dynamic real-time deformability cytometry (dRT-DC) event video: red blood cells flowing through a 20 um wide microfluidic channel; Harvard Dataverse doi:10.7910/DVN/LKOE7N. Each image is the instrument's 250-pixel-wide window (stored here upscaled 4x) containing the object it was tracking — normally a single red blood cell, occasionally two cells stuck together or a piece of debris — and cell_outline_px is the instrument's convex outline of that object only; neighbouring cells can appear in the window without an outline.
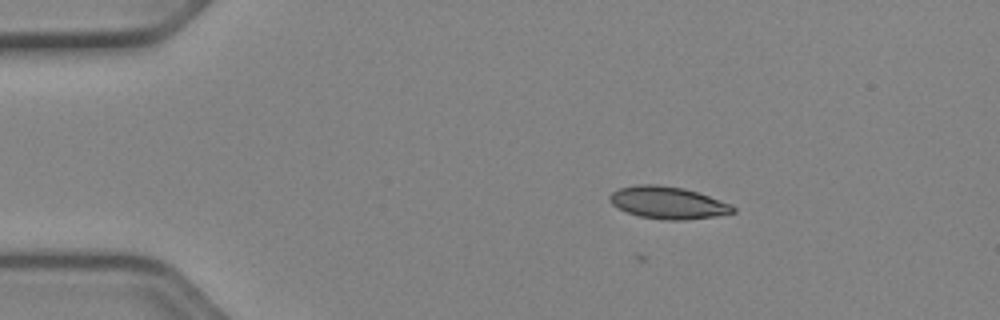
{"species": "Egyptian fruit bat (a non-hibernating species)", "species_latin": "Rousettus aegyptiacus", "temperature_condition": "cold", "stored_images_in_passage": 36, "camera_frame_rate_fps": 3000, "um_per_image_px": 0.085, "animal": {"sex": "female"}, "frame": {"image": 1, "passage_image": 2, "time_ms": 0.333, "image_size_px": [1000, 320], "cell_outline_px": [[736, 212], [712, 216], [684, 220], [664, 220], [640, 216], [628, 212], [612, 204], [608, 200], [608, 196], [612, 192], [620, 188], [636, 184], [656, 184], [684, 188], [732, 204], [736, 208]], "centroid_in_image_um": [56.76, 17.22], "position_along_channel_um": 28.2, "area_um2": 23.0}}
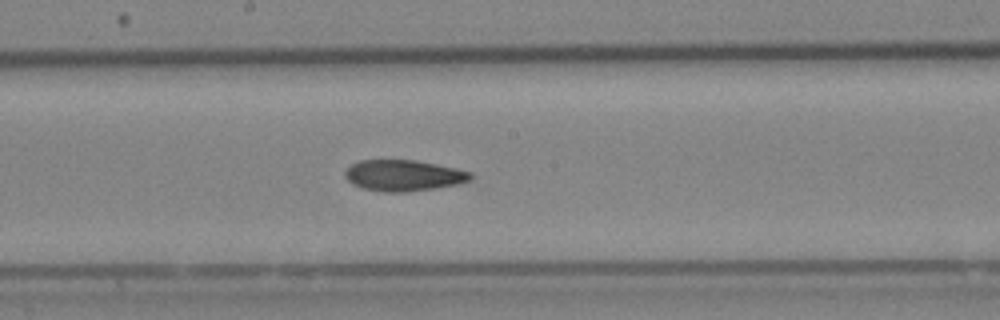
{"frame": {"image": 2, "passage_image": 21, "time_ms": 6.667, "image_size_px": [1000, 320], "cell_outline_px": [[472, 180], [456, 184], [436, 188], [408, 192], [380, 192], [360, 188], [352, 184], [344, 176], [344, 172], [352, 164], [360, 160], [416, 160], [456, 168], [472, 172]], "centroid_in_image_um": [34.29, 14.92], "position_along_channel_um": 213.9, "area_um2": 22.95}}
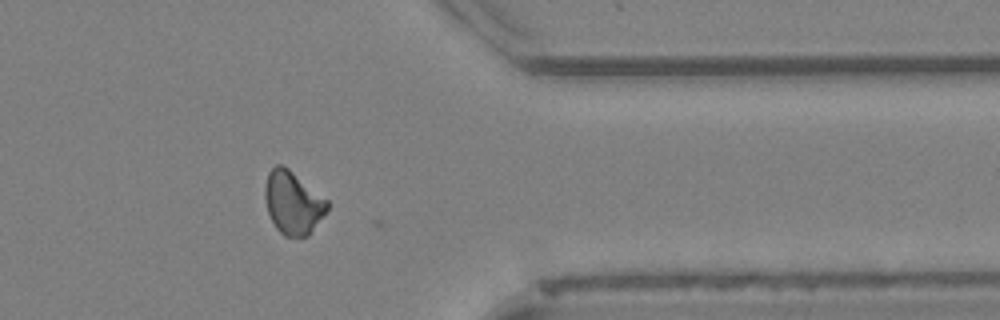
{"frame": {"image": 3, "passage_image": 35, "time_ms": 11.333, "image_size_px": [1000, 320], "cell_outline_px": [[328, 208], [308, 236], [284, 236], [276, 228], [268, 212], [264, 196], [264, 188], [268, 172], [276, 164], [280, 164], [288, 168], [328, 200]], "centroid_in_image_um": [24.88, 17.22], "position_along_channel_um": 386.5, "area_um2": 22.6}, "authors_computed_cell_mechanics": {"area_um2": 22.9466, "velocity_mm_per_s": 3.9502, "shape_relaxation_time_tau1_ms": 10.3503, "shape_relaxation_time_tau2_ms": 4.8857, "deformation_change_tau1": 0.1632, "deformation_change_tau2": 0.0999}}